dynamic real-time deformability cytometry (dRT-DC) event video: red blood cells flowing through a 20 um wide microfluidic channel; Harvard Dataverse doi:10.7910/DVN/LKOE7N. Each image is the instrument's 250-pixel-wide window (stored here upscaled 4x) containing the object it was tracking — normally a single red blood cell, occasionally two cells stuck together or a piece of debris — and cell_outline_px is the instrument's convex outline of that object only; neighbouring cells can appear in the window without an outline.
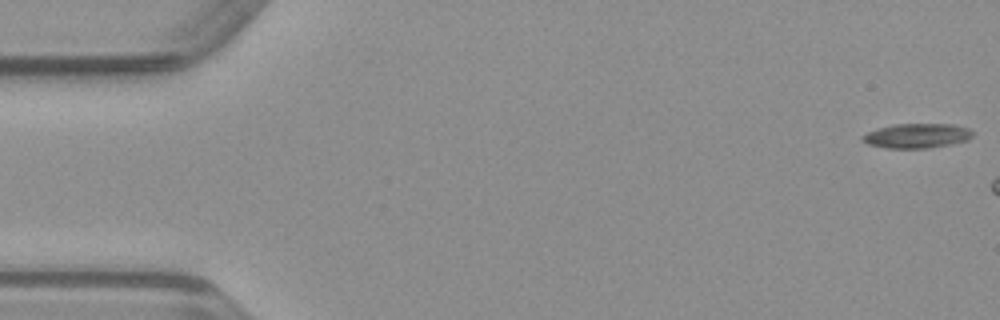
{"species": "common noctule bat (a hibernating species)", "species_latin": "Nyctalus noctula", "temperature_condition": "warm", "stored_images_in_passage": 9, "camera_frame_rate_fps": 3000, "um_per_image_px": 0.085, "animal": {"sex": "male", "body_mass_g": 23.1, "forearm_length_mm": 52.7}, "frame": {"image": 1, "passage_image": 1, "time_ms": 0.0, "image_size_px": [1000, 320], "cell_outline_px": [[972, 136], [968, 140], [952, 144], [928, 148], [884, 148], [868, 144], [860, 140], [860, 136], [876, 128], [892, 124], [956, 124], [968, 128], [972, 132]], "centroid_in_image_um": [77.9, 11.54], "position_along_channel_um": 7.1, "area_um2": 16.01}}